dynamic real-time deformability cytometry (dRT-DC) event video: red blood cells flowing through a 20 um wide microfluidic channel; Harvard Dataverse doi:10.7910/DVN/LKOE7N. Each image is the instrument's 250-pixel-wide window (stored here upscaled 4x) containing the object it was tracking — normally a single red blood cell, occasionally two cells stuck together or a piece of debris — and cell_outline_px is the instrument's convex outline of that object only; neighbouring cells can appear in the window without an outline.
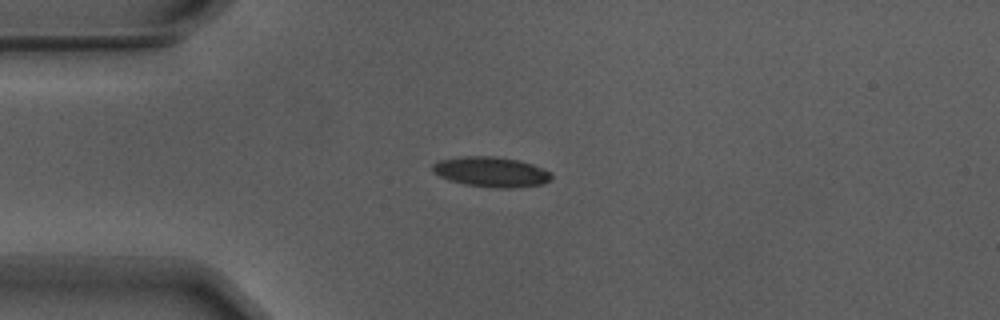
{"species": "Egyptian fruit bat (a non-hibernating species)", "species_latin": "Rousettus aegyptiacus", "temperature_condition": "warm", "stored_images_in_passage": 43, "camera_frame_rate_fps": 3000, "um_per_image_px": 0.085, "animal": {"sex": "male"}, "frame": {"image": 1, "passage_image": 1, "time_ms": 0.0, "image_size_px": [1000, 320], "cell_outline_px": [[552, 180], [544, 184], [516, 188], [492, 188], [464, 184], [448, 180], [432, 172], [432, 164], [440, 160], [464, 156], [492, 156], [520, 160], [544, 168], [552, 172]], "centroid_in_image_um": [41.79, 14.62], "position_along_channel_um": 43.2, "area_um2": 21.21}}
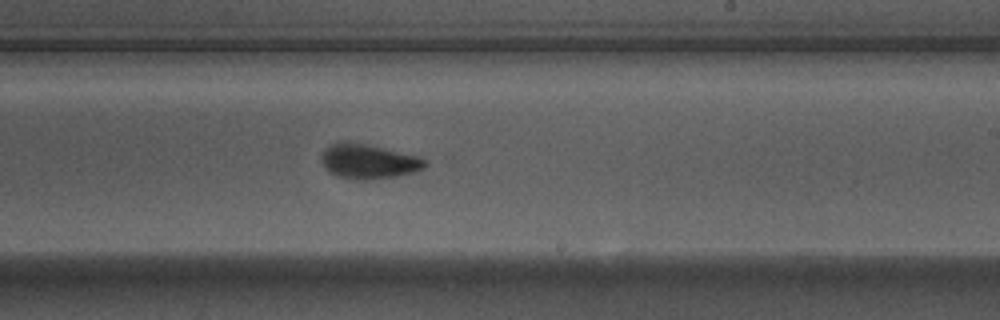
{"frame": {"image": 2, "passage_image": 20, "time_ms": 6.333, "image_size_px": [1000, 320], "cell_outline_px": [[428, 164], [424, 168], [416, 172], [396, 176], [368, 180], [356, 180], [336, 176], [328, 172], [324, 168], [320, 156], [324, 148], [328, 144], [336, 140], [348, 140], [368, 144], [420, 156], [428, 160]], "centroid_in_image_um": [31.29, 13.69], "position_along_channel_um": 257.7, "area_um2": 21.79}}
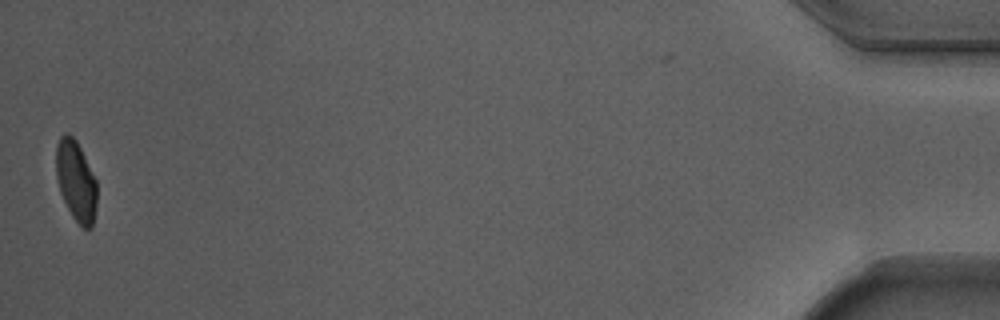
{"frame": {"image": 3, "passage_image": 42, "time_ms": 13.667, "image_size_px": [1000, 320], "cell_outline_px": [[96, 208], [92, 228], [84, 228], [72, 216], [60, 192], [56, 176], [56, 144], [60, 136], [64, 132], [68, 132], [76, 140], [96, 180]], "centroid_in_image_um": [6.44, 15.35], "position_along_channel_um": 428.8, "area_um2": 19.02}, "authors_computed_cell_mechanics": {"area_um2": 20.6924, "velocity_mm_per_s": 3.709, "shape_relaxation_time_tau1_ms": 3.1997, "shape_relaxation_time_tau2_ms": 1.4752, "deformation_change_tau1": 0.1729, "deformation_change_tau2": 0.0708}}